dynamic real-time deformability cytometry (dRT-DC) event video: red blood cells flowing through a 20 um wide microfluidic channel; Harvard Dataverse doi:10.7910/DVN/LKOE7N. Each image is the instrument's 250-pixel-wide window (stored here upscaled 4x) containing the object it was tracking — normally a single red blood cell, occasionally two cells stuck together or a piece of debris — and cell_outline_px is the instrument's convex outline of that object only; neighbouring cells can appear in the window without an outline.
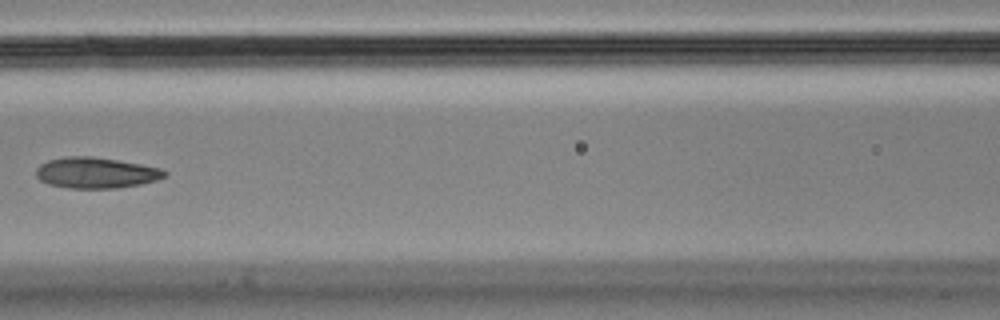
{"species": "Egyptian fruit bat (a non-hibernating species)", "species_latin": "Rousettus aegyptiacus", "temperature_condition": "cold", "stored_images_in_passage": 10, "camera_frame_rate_fps": 3000, "um_per_image_px": 0.085, "animal": {"sex": "male"}, "frame": {"image": 1, "passage_image": 5, "time_ms": 1.333, "image_size_px": [1000, 320], "cell_outline_px": [[168, 172], [164, 176], [156, 180], [140, 184], [116, 188], [72, 188], [48, 184], [40, 180], [36, 176], [36, 168], [40, 164], [48, 160], [64, 156], [92, 156], [140, 164], [160, 168]], "centroid_in_image_um": [8.12, 14.68], "position_along_channel_um": 158.5, "area_um2": 23.0}}
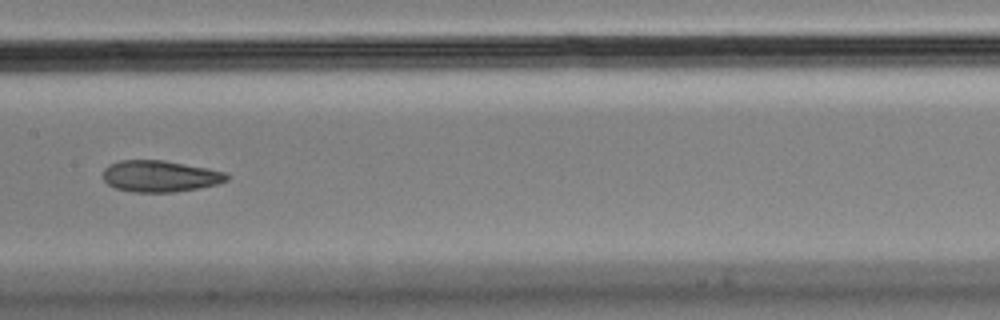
{"frame": {"image": 2, "passage_image": 6, "time_ms": 1.667, "image_size_px": [1000, 320], "cell_outline_px": [[228, 180], [216, 184], [200, 188], [176, 192], [132, 192], [116, 188], [108, 184], [104, 180], [104, 168], [108, 164], [120, 160], [164, 160], [208, 168], [224, 172], [228, 176]], "centroid_in_image_um": [13.59, 14.97], "position_along_channel_um": 193.8, "area_um2": 22.72}}
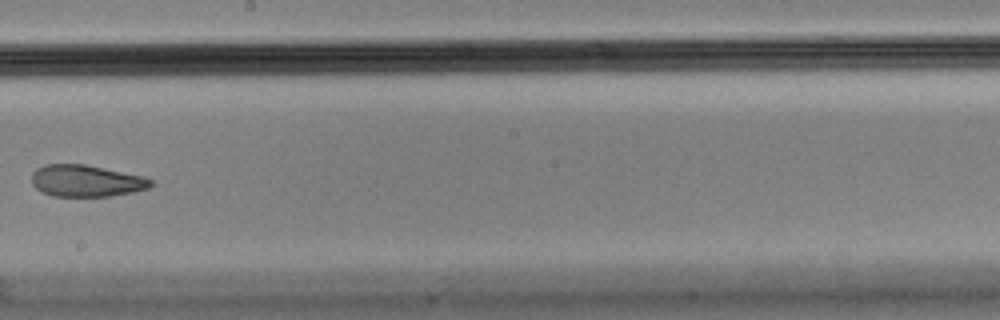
{"frame": {"image": 3, "passage_image": 7, "time_ms": 2.0, "image_size_px": [1000, 320], "cell_outline_px": [[156, 184], [148, 188], [132, 192], [108, 196], [52, 196], [36, 188], [32, 184], [32, 172], [36, 168], [44, 164], [84, 164], [144, 176], [152, 180]], "centroid_in_image_um": [7.33, 15.36], "position_along_channel_um": 240.9, "area_um2": 22.08}}